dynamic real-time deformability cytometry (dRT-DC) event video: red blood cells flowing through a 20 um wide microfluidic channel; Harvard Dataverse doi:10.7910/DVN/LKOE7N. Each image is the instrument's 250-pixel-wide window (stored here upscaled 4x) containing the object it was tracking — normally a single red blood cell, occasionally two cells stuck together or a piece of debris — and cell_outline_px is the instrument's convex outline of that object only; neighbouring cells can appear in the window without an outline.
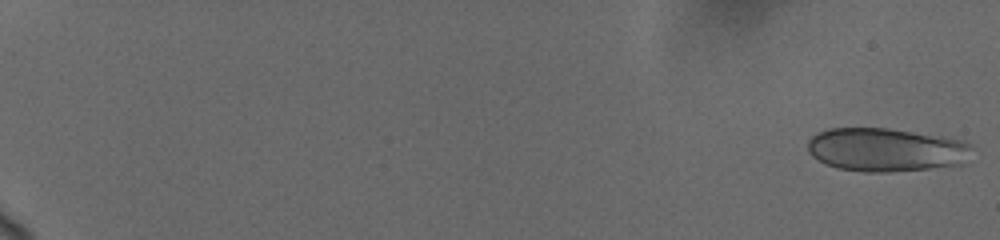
{"species": "human", "species_latin": "Homo sapiens", "temperature_condition": "cold", "stored_images_in_passage": 25, "camera_frame_rate_fps": 3000, "um_per_image_px": 0.085, "donor": {"sex": "female"}, "frame": {"image": 1, "passage_image": 1, "time_ms": 0.0, "image_size_px": [1000, 240], "cell_outline_px": [[972, 148], [960, 164], [928, 168], [892, 172], [864, 172], [836, 168], [812, 156], [808, 152], [808, 140], [812, 136], [828, 128], [888, 128], [956, 140], [968, 144]], "centroid_in_image_um": [75.19, 12.73], "position_along_channel_um": 9.8, "area_um2": 40.75}}
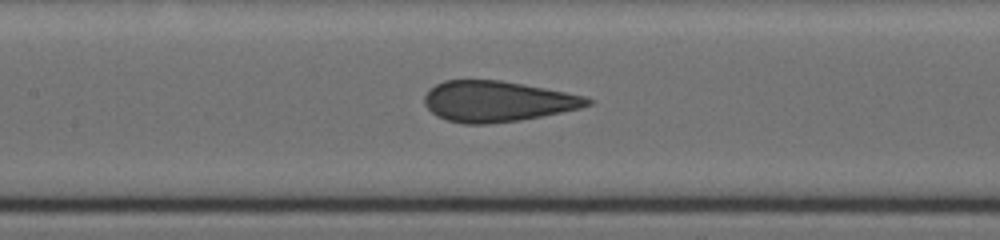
{"frame": {"image": 2, "passage_image": 14, "time_ms": 10.0, "image_size_px": [1000, 240], "cell_outline_px": [[592, 104], [580, 108], [520, 120], [488, 124], [464, 124], [448, 120], [436, 116], [424, 104], [424, 96], [428, 88], [444, 80], [500, 80], [544, 88], [584, 96], [592, 100]], "centroid_in_image_um": [42.21, 8.61], "position_along_channel_um": 165.2, "area_um2": 38.49}}
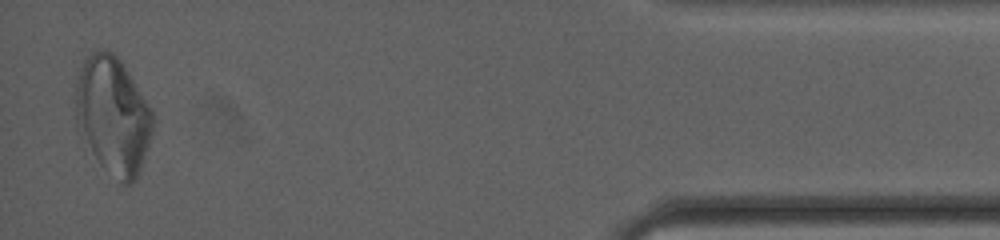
{"frame": {"image": 3, "passage_image": 25, "time_ms": 18.667, "image_size_px": [1000, 240], "cell_outline_px": [[156, 120], [140, 168], [136, 176], [128, 184], [120, 184], [100, 164], [92, 152], [76, 124], [76, 88], [84, 56], [96, 48], [104, 48], [112, 52], [120, 60], [152, 108]], "centroid_in_image_um": [9.61, 9.77], "position_along_channel_um": 425.6, "area_um2": 52.6}, "authors_computed_cell_mechanics": {"area_um2": 39.304, "velocity_mm_per_s": 3.6814, "shape_relaxation_time_tau1_ms": 5.8717, "shape_relaxation_time_tau2_ms": null, "deformation_change_tau1": 0.1265, "deformation_change_tau2": null}}